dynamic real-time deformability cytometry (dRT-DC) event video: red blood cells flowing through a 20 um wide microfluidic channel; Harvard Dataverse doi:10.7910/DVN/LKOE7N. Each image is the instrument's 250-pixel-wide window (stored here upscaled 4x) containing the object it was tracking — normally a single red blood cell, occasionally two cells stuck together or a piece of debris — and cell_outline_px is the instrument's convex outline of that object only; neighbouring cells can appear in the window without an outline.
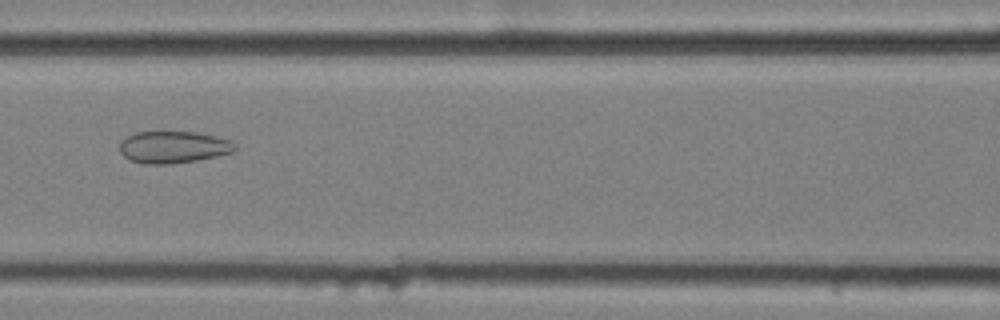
{"species": "common noctule bat (a hibernating species)", "species_latin": "Nyctalus noctula", "temperature_condition": "cold", "stored_images_in_passage": 58, "camera_frame_rate_fps": 3000, "um_per_image_px": 0.085, "animal": {"sex": "female", "body_mass_g": 25.1}, "frame": {"image": 1, "passage_image": 26, "time_ms": 8.333, "image_size_px": [1000, 320], "cell_outline_px": [[236, 148], [232, 152], [216, 156], [196, 160], [168, 164], [144, 164], [132, 160], [124, 156], [120, 152], [120, 140], [136, 132], [196, 132], [216, 136], [232, 140], [236, 144]], "centroid_in_image_um": [14.74, 12.5], "position_along_channel_um": 151.9, "area_um2": 21.44}}
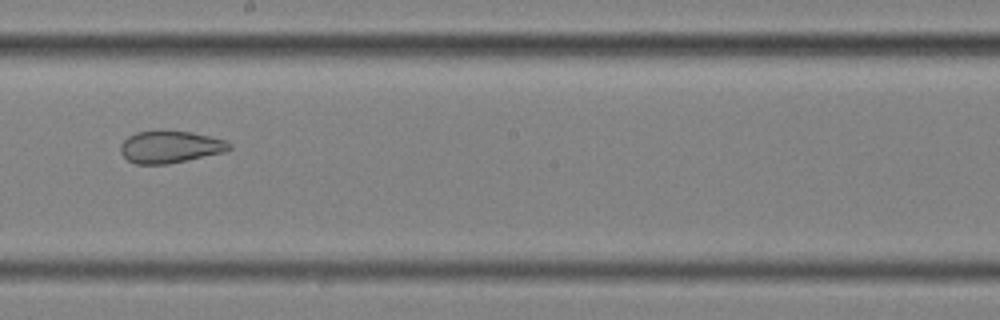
{"frame": {"image": 2, "passage_image": 33, "time_ms": 10.667, "image_size_px": [1000, 320], "cell_outline_px": [[232, 148], [224, 152], [188, 160], [168, 164], [136, 164], [128, 160], [120, 152], [120, 144], [128, 136], [136, 132], [192, 132], [224, 140], [232, 144]], "centroid_in_image_um": [14.46, 12.51], "position_along_channel_um": 233.7, "area_um2": 20.06}}
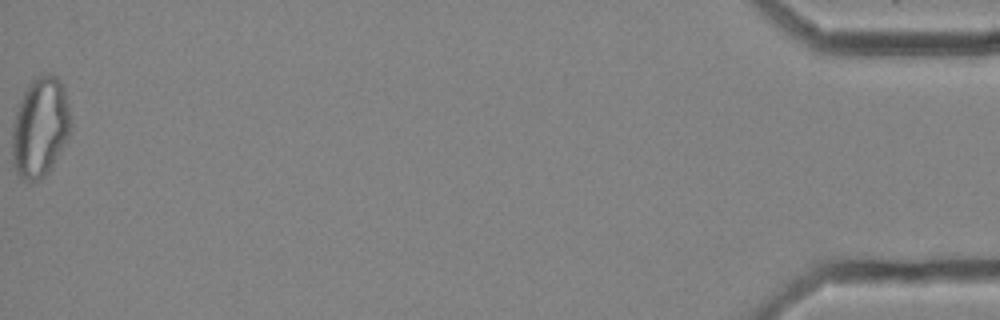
{"frame": {"image": 3, "passage_image": 58, "time_ms": 19.0, "image_size_px": [1000, 320], "cell_outline_px": [[72, 124], [60, 152], [44, 176], [36, 180], [24, 180], [16, 172], [12, 164], [12, 128], [16, 112], [20, 100], [24, 92], [32, 80], [36, 76], [48, 72], [52, 72], [60, 80], [64, 88], [68, 104]], "centroid_in_image_um": [3.4, 10.77], "position_along_channel_um": 431.8, "area_um2": 33.93}, "authors_computed_cell_mechanics": {"area_um2": 28.2642, "velocity_mm_per_s": 3.516, "shape_relaxation_time_tau1_ms": null, "shape_relaxation_time_tau2_ms": 1.3646, "deformation_change_tau1": null, "deformation_change_tau2": 0.0711}}